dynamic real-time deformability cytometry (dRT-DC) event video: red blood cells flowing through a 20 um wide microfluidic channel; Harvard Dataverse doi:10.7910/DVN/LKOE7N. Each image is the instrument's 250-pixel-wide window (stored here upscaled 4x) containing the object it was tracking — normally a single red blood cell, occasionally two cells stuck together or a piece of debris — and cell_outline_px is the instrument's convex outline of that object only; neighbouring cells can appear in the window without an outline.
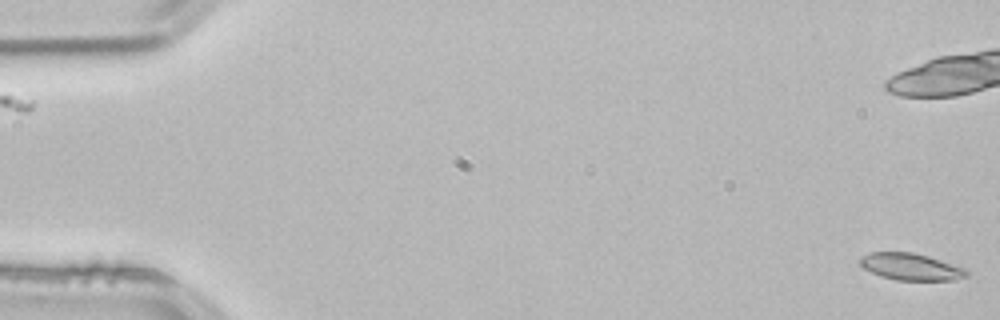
{"species": "common noctule bat (a hibernating species)", "species_latin": "Nyctalus noctula", "temperature_condition": "room temperature", "stored_images_in_passage": 55, "camera_frame_rate_fps": 3000, "um_per_image_px": 0.085, "animal": {"sex": "male", "body_mass_g": 21.5, "forearm_length_mm": 52.0}, "frame": {"image": 1, "passage_image": 1, "time_ms": 0.0, "image_size_px": [1000, 320], "cell_outline_px": [[968, 276], [956, 280], [896, 280], [880, 276], [864, 268], [860, 264], [860, 256], [872, 252], [912, 252], [928, 256], [964, 268], [968, 272]], "centroid_in_image_um": [77.41, 22.67], "position_along_channel_um": 7.6, "area_um2": 16.59}, "authors_computed_cell_mechanics": {"area_um2": 16.5886, "velocity_mm_per_s": 3.8261, "shape_relaxation_time_tau1_ms": 6.612, "shape_relaxation_time_tau2_ms": 2.8948, "deformation_change_tau1": 0.1217, "deformation_change_tau2": 0.0683}}